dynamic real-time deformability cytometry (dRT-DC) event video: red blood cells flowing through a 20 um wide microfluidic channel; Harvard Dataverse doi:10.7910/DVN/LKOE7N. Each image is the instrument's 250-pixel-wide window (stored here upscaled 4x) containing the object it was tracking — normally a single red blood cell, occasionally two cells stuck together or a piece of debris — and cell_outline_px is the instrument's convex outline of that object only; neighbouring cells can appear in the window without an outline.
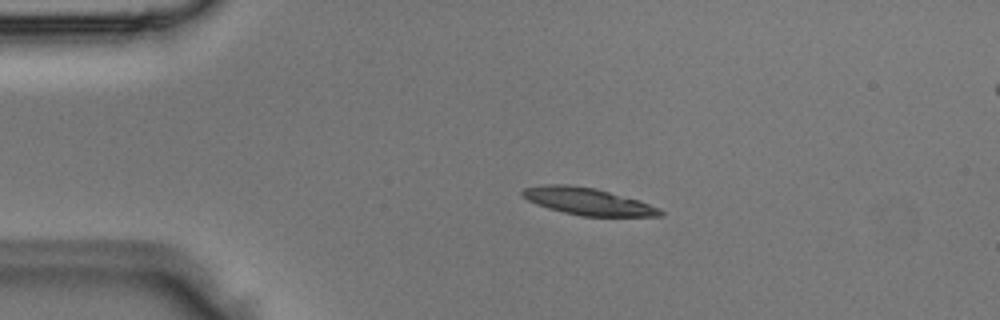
{"species": "Egyptian fruit bat (a non-hibernating species)", "species_latin": "Rousettus aegyptiacus", "temperature_condition": "room temperature", "stored_images_in_passage": 3, "segment_of_instrument_passage": [1, 2], "camera_frame_rate_fps": 3000, "um_per_image_px": 0.085, "animal": {"sex": "male"}, "frame": {"image": 1, "passage_image": 1, "time_ms": 0.0, "image_size_px": [1000, 320], "cell_outline_px": [[664, 216], [580, 216], [548, 208], [536, 204], [520, 196], [520, 192], [524, 188], [544, 184], [568, 184], [592, 188], [640, 200], [660, 208], [664, 212]], "centroid_in_image_um": [49.95, 17.12], "position_along_channel_um": 35.1, "area_um2": 21.73}}